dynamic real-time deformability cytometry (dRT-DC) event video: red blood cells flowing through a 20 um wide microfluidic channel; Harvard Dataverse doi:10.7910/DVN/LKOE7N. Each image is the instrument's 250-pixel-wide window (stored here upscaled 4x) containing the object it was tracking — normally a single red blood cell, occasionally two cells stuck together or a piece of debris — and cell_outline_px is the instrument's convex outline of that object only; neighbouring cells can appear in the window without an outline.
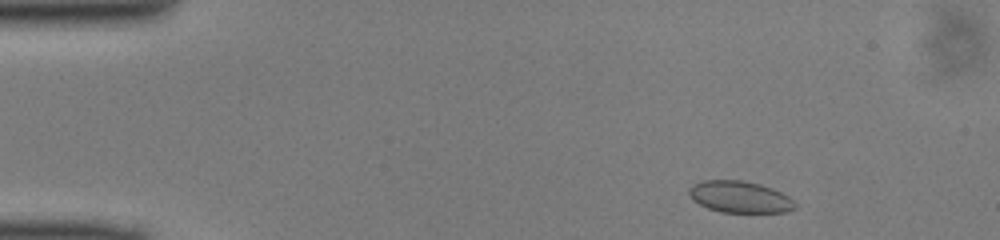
{"species": "common noctule bat (a hibernating species)", "species_latin": "Nyctalus noctula", "temperature_condition": "cold", "stored_images_in_passage": 45, "camera_frame_rate_fps": 3000, "um_per_image_px": 0.085, "animal": {"sex": "male", "body_mass_g": 13.0, "forearm_length_mm": 53.1}, "frame": {"image": 1, "passage_image": 2, "time_ms": 0.333, "image_size_px": [1000, 240], "cell_outline_px": [[796, 208], [788, 212], [720, 212], [708, 208], [692, 200], [688, 192], [688, 188], [692, 184], [704, 180], [740, 180], [760, 184], [772, 188], [788, 196], [796, 204]], "centroid_in_image_um": [62.86, 16.74], "position_along_channel_um": 22.1, "area_um2": 19.59}}
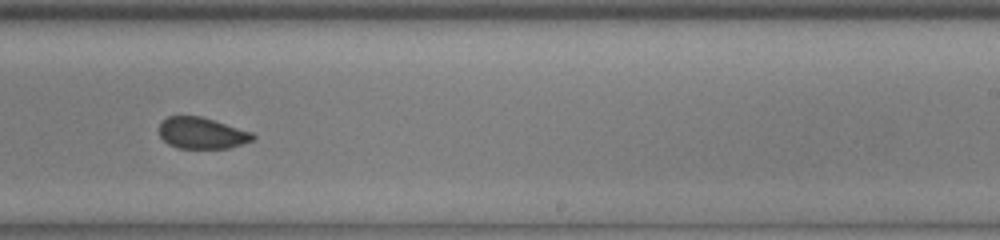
{"frame": {"image": 2, "passage_image": 26, "time_ms": 8.333, "image_size_px": [1000, 240], "cell_outline_px": [[256, 136], [252, 140], [228, 148], [176, 148], [168, 144], [160, 136], [160, 120], [168, 116], [200, 116], [252, 132]], "centroid_in_image_um": [17.12, 11.31], "position_along_channel_um": 271.9, "area_um2": 16.99}}
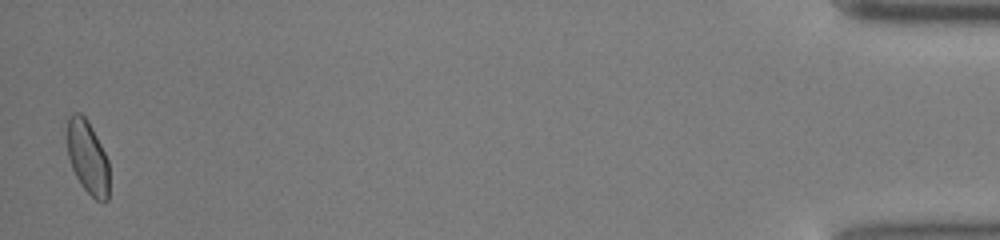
{"frame": {"image": 3, "passage_image": 44, "time_ms": 14.333, "image_size_px": [1000, 240], "cell_outline_px": [[108, 200], [104, 204], [96, 200], [80, 184], [72, 168], [68, 156], [68, 116], [72, 112], [80, 112], [88, 120], [108, 160]], "centroid_in_image_um": [7.45, 13.38], "position_along_channel_um": 427.7, "area_um2": 17.86}}